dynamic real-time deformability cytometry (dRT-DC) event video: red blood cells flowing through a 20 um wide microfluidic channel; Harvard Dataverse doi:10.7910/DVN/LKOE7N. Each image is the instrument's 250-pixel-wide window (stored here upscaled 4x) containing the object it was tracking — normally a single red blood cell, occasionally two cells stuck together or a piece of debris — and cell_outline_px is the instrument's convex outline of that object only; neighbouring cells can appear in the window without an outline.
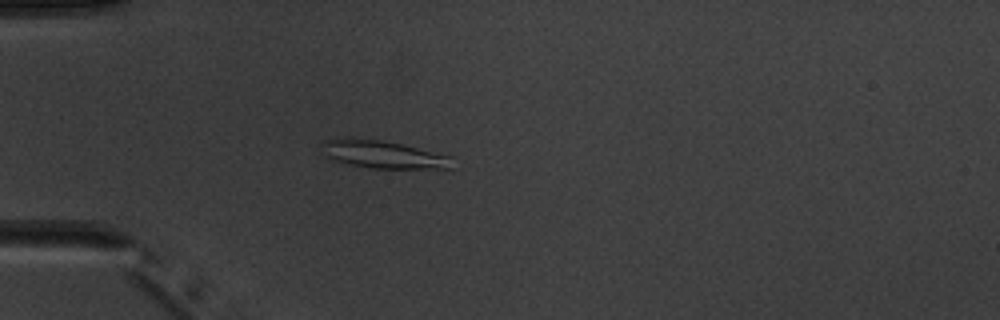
{"species": "common noctule bat (a hibernating species)", "species_latin": "Nyctalus noctula", "temperature_condition": "warm", "stored_images_in_passage": 5, "camera_frame_rate_fps": 3000, "um_per_image_px": 0.085, "animal": {"sex": "male", "body_mass_g": 20.1, "forearm_length_mm": 53.5}, "frame": {"image": 1, "passage_image": 5, "time_ms": 4.667, "image_size_px": [1000, 320], "cell_outline_px": [[452, 168], [372, 168], [348, 164], [324, 156], [320, 152], [320, 144], [324, 140], [336, 136], [352, 136], [380, 140], [400, 144], [452, 156]], "centroid_in_image_um": [32.42, 13.09], "position_along_channel_um": 52.6, "area_um2": 21.5}}